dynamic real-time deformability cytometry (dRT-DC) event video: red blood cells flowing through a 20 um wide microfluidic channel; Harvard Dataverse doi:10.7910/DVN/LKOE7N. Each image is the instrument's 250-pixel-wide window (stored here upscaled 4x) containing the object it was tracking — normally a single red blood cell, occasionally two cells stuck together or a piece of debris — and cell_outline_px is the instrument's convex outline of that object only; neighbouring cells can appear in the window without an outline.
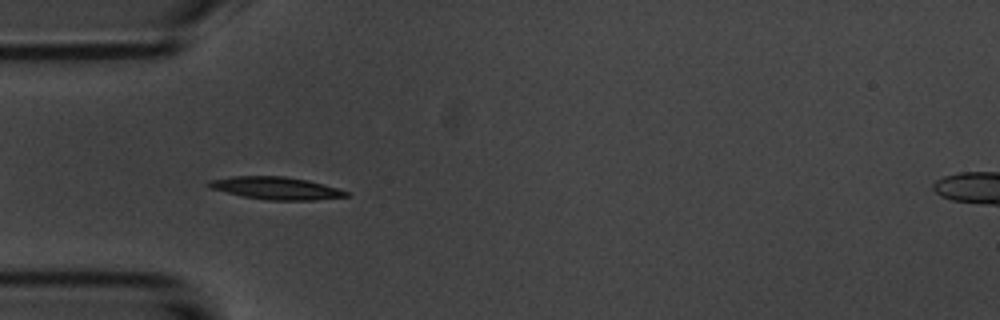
{"species": "common noctule bat (a hibernating species)", "species_latin": "Nyctalus noctula", "temperature_condition": "room temperature", "stored_images_in_passage": 4, "camera_frame_rate_fps": 3000, "um_per_image_px": 0.085, "animal": {"sex": "male", "body_mass_g": 20.1, "forearm_length_mm": 53.5}, "frame": {"image": 1, "passage_image": 3, "time_ms": 3.333, "image_size_px": [1000, 320], "cell_outline_px": [[348, 196], [316, 200], [268, 200], [244, 196], [212, 188], [204, 184], [208, 180], [232, 176], [284, 176], [308, 180], [336, 188], [348, 192]], "centroid_in_image_um": [23.44, 15.98], "position_along_channel_um": 61.6, "area_um2": 17.8}}
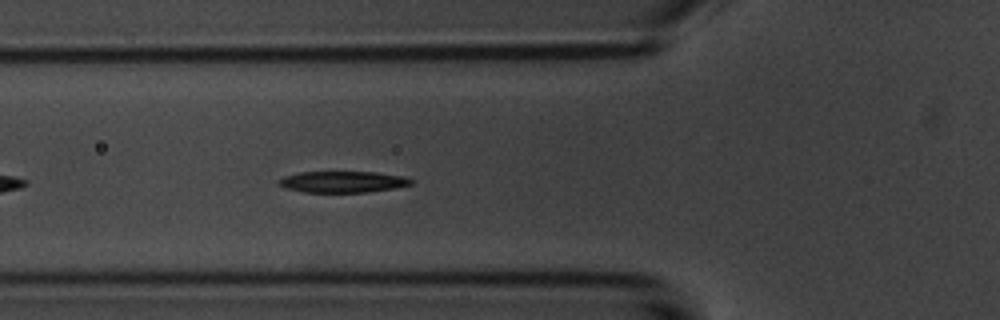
{"frame": {"image": 2, "passage_image": 4, "time_ms": 4.333, "image_size_px": [1000, 320], "cell_outline_px": [[416, 180], [412, 184], [396, 188], [368, 192], [304, 192], [284, 188], [276, 184], [276, 180], [284, 176], [300, 172], [376, 172], [400, 176]], "centroid_in_image_um": [29.1, 15.46], "position_along_channel_um": 96.7, "area_um2": 16.59}}